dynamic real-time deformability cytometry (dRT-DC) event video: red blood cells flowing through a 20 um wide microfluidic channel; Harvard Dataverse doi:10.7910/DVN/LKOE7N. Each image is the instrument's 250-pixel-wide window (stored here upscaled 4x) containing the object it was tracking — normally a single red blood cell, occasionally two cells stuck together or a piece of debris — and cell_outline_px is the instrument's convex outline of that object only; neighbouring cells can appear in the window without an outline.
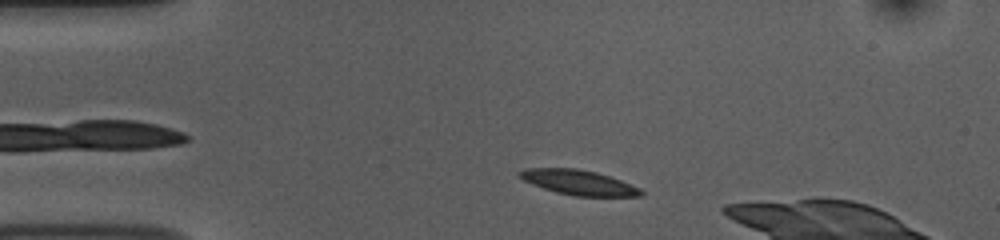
{"species": "common noctule bat (a hibernating species)", "species_latin": "Nyctalus noctula", "temperature_condition": "room temperature", "stored_images_in_passage": 47, "camera_frame_rate_fps": 3000, "um_per_image_px": 0.085, "animal": {"sex": "female", "body_mass_g": 10.0, "forearm_length_mm": 53.1}, "frame": {"image": 1, "passage_image": 4, "time_ms": 1.0, "image_size_px": [1000, 240], "cell_outline_px": [[644, 196], [576, 196], [556, 192], [532, 184], [524, 180], [516, 172], [528, 168], [576, 168], [596, 172], [620, 180], [640, 188], [644, 192]], "centroid_in_image_um": [49.2, 15.51], "position_along_channel_um": 35.8, "area_um2": 17.46}}
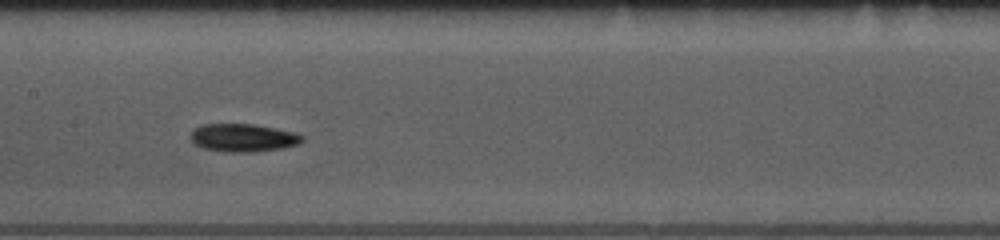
{"frame": {"image": 2, "passage_image": 19, "time_ms": 6.0, "image_size_px": [1000, 240], "cell_outline_px": [[304, 140], [296, 144], [284, 148], [252, 152], [228, 152], [204, 148], [196, 144], [192, 140], [192, 132], [196, 128], [204, 124], [256, 124], [292, 132], [304, 136]], "centroid_in_image_um": [20.7, 11.71], "position_along_channel_um": 186.7, "area_um2": 17.92}}
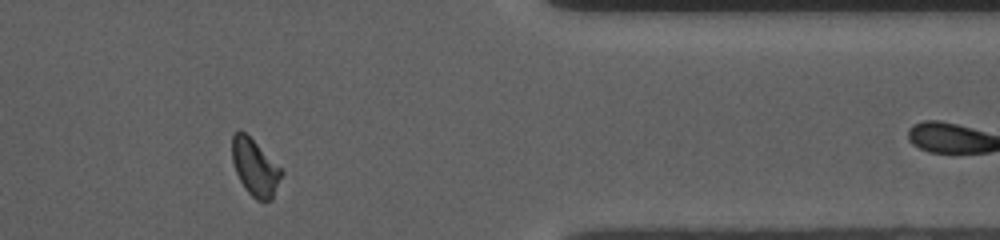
{"frame": {"image": 3, "passage_image": 37, "time_ms": 12.0, "image_size_px": [1000, 240], "cell_outline_px": [[284, 172], [272, 200], [264, 204], [256, 200], [244, 188], [236, 172], [232, 160], [232, 132], [244, 132]], "centroid_in_image_um": [21.68, 14.31], "position_along_channel_um": 389.7, "area_um2": 16.13}, "authors_computed_cell_mechanics": {"area_um2": 16.8198, "velocity_mm_per_s": 3.7258, "shape_relaxation_time_tau1_ms": 4.5736, "shape_relaxation_time_tau2_ms": null, "deformation_change_tau1": 0.1073, "deformation_change_tau2": null}}